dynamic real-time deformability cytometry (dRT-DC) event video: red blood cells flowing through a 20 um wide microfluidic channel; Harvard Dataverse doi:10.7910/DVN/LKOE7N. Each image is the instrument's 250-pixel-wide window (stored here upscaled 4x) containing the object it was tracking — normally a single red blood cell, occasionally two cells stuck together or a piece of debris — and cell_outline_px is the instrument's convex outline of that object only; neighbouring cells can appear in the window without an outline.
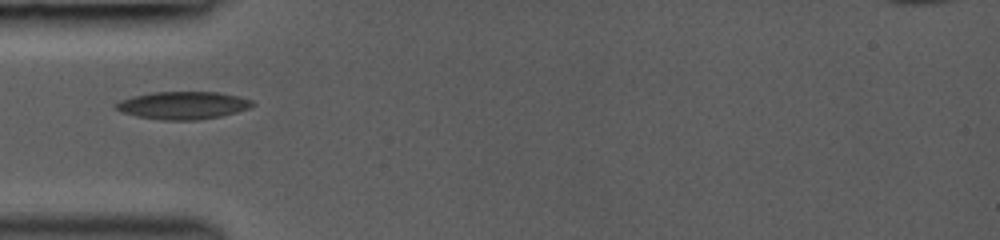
{"species": "common noctule bat (a hibernating species)", "species_latin": "Nyctalus noctula", "temperature_condition": "room temperature", "stored_images_in_passage": 5, "camera_frame_rate_fps": 3000, "um_per_image_px": 0.085, "animal": {"sex": "female", "body_mass_g": 19.0, "forearm_length_mm": 53.3}, "frame": {"image": 1, "passage_image": 1, "time_ms": 0.0, "image_size_px": [1000, 240], "cell_outline_px": [[256, 104], [252, 108], [220, 116], [196, 120], [164, 120], [136, 116], [120, 112], [112, 108], [112, 104], [120, 100], [132, 96], [152, 92], [220, 92], [252, 100]], "centroid_in_image_um": [15.51, 8.95], "position_along_channel_um": 69.5, "area_um2": 22.25}}
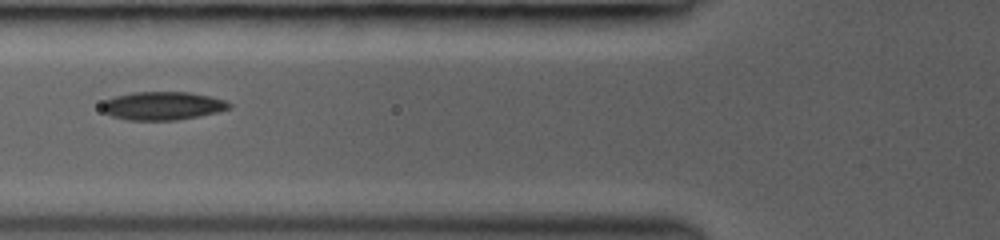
{"frame": {"image": 2, "passage_image": 3, "time_ms": 1.0, "image_size_px": [1000, 240], "cell_outline_px": [[232, 108], [200, 116], [176, 120], [128, 120], [112, 116], [104, 112], [100, 108], [100, 104], [104, 100], [116, 96], [132, 92], [188, 92], [208, 96], [224, 100], [232, 104]], "centroid_in_image_um": [13.79, 8.99], "position_along_channel_um": 112.0, "area_um2": 21.04}}